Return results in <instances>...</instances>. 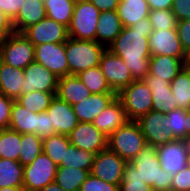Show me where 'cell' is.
<instances>
[{"label": "cell", "mask_w": 190, "mask_h": 191, "mask_svg": "<svg viewBox=\"0 0 190 191\" xmlns=\"http://www.w3.org/2000/svg\"><path fill=\"white\" fill-rule=\"evenodd\" d=\"M46 112L50 115L51 127H54L55 134L68 136L79 123L73 106L56 95Z\"/></svg>", "instance_id": "ac0fdd59"}, {"label": "cell", "mask_w": 190, "mask_h": 191, "mask_svg": "<svg viewBox=\"0 0 190 191\" xmlns=\"http://www.w3.org/2000/svg\"><path fill=\"white\" fill-rule=\"evenodd\" d=\"M117 97L121 100L127 118L136 121L152 110V91L142 80L124 87Z\"/></svg>", "instance_id": "8992f818"}, {"label": "cell", "mask_w": 190, "mask_h": 191, "mask_svg": "<svg viewBox=\"0 0 190 191\" xmlns=\"http://www.w3.org/2000/svg\"><path fill=\"white\" fill-rule=\"evenodd\" d=\"M24 78L23 69L11 67L0 59V83L3 95L17 100L22 95Z\"/></svg>", "instance_id": "484cf974"}, {"label": "cell", "mask_w": 190, "mask_h": 191, "mask_svg": "<svg viewBox=\"0 0 190 191\" xmlns=\"http://www.w3.org/2000/svg\"><path fill=\"white\" fill-rule=\"evenodd\" d=\"M22 34L34 46L45 43H65L69 39L68 27L47 17L26 28Z\"/></svg>", "instance_id": "7c38bea8"}, {"label": "cell", "mask_w": 190, "mask_h": 191, "mask_svg": "<svg viewBox=\"0 0 190 191\" xmlns=\"http://www.w3.org/2000/svg\"><path fill=\"white\" fill-rule=\"evenodd\" d=\"M117 96L116 93L91 94L87 99L73 105L74 113L79 122L92 121Z\"/></svg>", "instance_id": "44dd1931"}, {"label": "cell", "mask_w": 190, "mask_h": 191, "mask_svg": "<svg viewBox=\"0 0 190 191\" xmlns=\"http://www.w3.org/2000/svg\"><path fill=\"white\" fill-rule=\"evenodd\" d=\"M14 100L0 94V130L9 128L11 109Z\"/></svg>", "instance_id": "f6af8a7d"}, {"label": "cell", "mask_w": 190, "mask_h": 191, "mask_svg": "<svg viewBox=\"0 0 190 191\" xmlns=\"http://www.w3.org/2000/svg\"><path fill=\"white\" fill-rule=\"evenodd\" d=\"M116 12L123 27H131L148 18L150 8L147 0H120Z\"/></svg>", "instance_id": "4316f807"}, {"label": "cell", "mask_w": 190, "mask_h": 191, "mask_svg": "<svg viewBox=\"0 0 190 191\" xmlns=\"http://www.w3.org/2000/svg\"><path fill=\"white\" fill-rule=\"evenodd\" d=\"M101 12L89 0H76L73 17L68 27L69 37L96 41V29Z\"/></svg>", "instance_id": "5b68a950"}, {"label": "cell", "mask_w": 190, "mask_h": 191, "mask_svg": "<svg viewBox=\"0 0 190 191\" xmlns=\"http://www.w3.org/2000/svg\"><path fill=\"white\" fill-rule=\"evenodd\" d=\"M171 191H190V168L188 166L173 175Z\"/></svg>", "instance_id": "7bdbcfd3"}, {"label": "cell", "mask_w": 190, "mask_h": 191, "mask_svg": "<svg viewBox=\"0 0 190 191\" xmlns=\"http://www.w3.org/2000/svg\"><path fill=\"white\" fill-rule=\"evenodd\" d=\"M100 12L116 11L120 0H89Z\"/></svg>", "instance_id": "f907efd6"}, {"label": "cell", "mask_w": 190, "mask_h": 191, "mask_svg": "<svg viewBox=\"0 0 190 191\" xmlns=\"http://www.w3.org/2000/svg\"><path fill=\"white\" fill-rule=\"evenodd\" d=\"M126 163L117 153L107 148L95 155L90 173L105 182L120 185Z\"/></svg>", "instance_id": "30bf717a"}, {"label": "cell", "mask_w": 190, "mask_h": 191, "mask_svg": "<svg viewBox=\"0 0 190 191\" xmlns=\"http://www.w3.org/2000/svg\"><path fill=\"white\" fill-rule=\"evenodd\" d=\"M182 142L184 143L188 157H190V135H187L185 138H183Z\"/></svg>", "instance_id": "db71d44e"}, {"label": "cell", "mask_w": 190, "mask_h": 191, "mask_svg": "<svg viewBox=\"0 0 190 191\" xmlns=\"http://www.w3.org/2000/svg\"><path fill=\"white\" fill-rule=\"evenodd\" d=\"M160 167L171 175L187 167L188 154L182 140H175L156 147Z\"/></svg>", "instance_id": "e0dca14e"}, {"label": "cell", "mask_w": 190, "mask_h": 191, "mask_svg": "<svg viewBox=\"0 0 190 191\" xmlns=\"http://www.w3.org/2000/svg\"><path fill=\"white\" fill-rule=\"evenodd\" d=\"M170 87L179 109H190V72L185 68L170 83Z\"/></svg>", "instance_id": "836d02e7"}, {"label": "cell", "mask_w": 190, "mask_h": 191, "mask_svg": "<svg viewBox=\"0 0 190 191\" xmlns=\"http://www.w3.org/2000/svg\"><path fill=\"white\" fill-rule=\"evenodd\" d=\"M38 191H65L61 186L56 182L47 184L44 188L39 189Z\"/></svg>", "instance_id": "f5cc1de1"}, {"label": "cell", "mask_w": 190, "mask_h": 191, "mask_svg": "<svg viewBox=\"0 0 190 191\" xmlns=\"http://www.w3.org/2000/svg\"><path fill=\"white\" fill-rule=\"evenodd\" d=\"M75 4L76 0H46V17L69 27Z\"/></svg>", "instance_id": "f546056e"}, {"label": "cell", "mask_w": 190, "mask_h": 191, "mask_svg": "<svg viewBox=\"0 0 190 191\" xmlns=\"http://www.w3.org/2000/svg\"><path fill=\"white\" fill-rule=\"evenodd\" d=\"M35 47V62L45 66L58 78L69 75L65 43H45Z\"/></svg>", "instance_id": "4fadbf2b"}, {"label": "cell", "mask_w": 190, "mask_h": 191, "mask_svg": "<svg viewBox=\"0 0 190 191\" xmlns=\"http://www.w3.org/2000/svg\"><path fill=\"white\" fill-rule=\"evenodd\" d=\"M42 141L36 134H21L19 162L23 166L31 164L43 152Z\"/></svg>", "instance_id": "8d00e7d4"}, {"label": "cell", "mask_w": 190, "mask_h": 191, "mask_svg": "<svg viewBox=\"0 0 190 191\" xmlns=\"http://www.w3.org/2000/svg\"><path fill=\"white\" fill-rule=\"evenodd\" d=\"M46 17V8L41 0H25L18 15L12 20L14 32L22 33L31 25Z\"/></svg>", "instance_id": "cb8c5ba5"}, {"label": "cell", "mask_w": 190, "mask_h": 191, "mask_svg": "<svg viewBox=\"0 0 190 191\" xmlns=\"http://www.w3.org/2000/svg\"><path fill=\"white\" fill-rule=\"evenodd\" d=\"M106 47L96 41L76 40L70 38L65 42L69 75H77L89 68L99 66Z\"/></svg>", "instance_id": "3957f363"}, {"label": "cell", "mask_w": 190, "mask_h": 191, "mask_svg": "<svg viewBox=\"0 0 190 191\" xmlns=\"http://www.w3.org/2000/svg\"><path fill=\"white\" fill-rule=\"evenodd\" d=\"M57 169L58 166L42 152L31 164L24 166L23 189L38 191L55 182Z\"/></svg>", "instance_id": "ba28073f"}, {"label": "cell", "mask_w": 190, "mask_h": 191, "mask_svg": "<svg viewBox=\"0 0 190 191\" xmlns=\"http://www.w3.org/2000/svg\"><path fill=\"white\" fill-rule=\"evenodd\" d=\"M166 130L173 132L177 140H182L186 137V110L175 109L166 113Z\"/></svg>", "instance_id": "ab89813d"}, {"label": "cell", "mask_w": 190, "mask_h": 191, "mask_svg": "<svg viewBox=\"0 0 190 191\" xmlns=\"http://www.w3.org/2000/svg\"><path fill=\"white\" fill-rule=\"evenodd\" d=\"M0 59L11 67L25 69L35 61V47L22 33L13 32L0 45Z\"/></svg>", "instance_id": "52a82bcc"}, {"label": "cell", "mask_w": 190, "mask_h": 191, "mask_svg": "<svg viewBox=\"0 0 190 191\" xmlns=\"http://www.w3.org/2000/svg\"><path fill=\"white\" fill-rule=\"evenodd\" d=\"M99 67L105 76L107 84L116 94L135 81L122 58L107 48L101 56Z\"/></svg>", "instance_id": "9c48e42d"}, {"label": "cell", "mask_w": 190, "mask_h": 191, "mask_svg": "<svg viewBox=\"0 0 190 191\" xmlns=\"http://www.w3.org/2000/svg\"><path fill=\"white\" fill-rule=\"evenodd\" d=\"M14 32L12 20L0 10V45Z\"/></svg>", "instance_id": "681fc988"}, {"label": "cell", "mask_w": 190, "mask_h": 191, "mask_svg": "<svg viewBox=\"0 0 190 191\" xmlns=\"http://www.w3.org/2000/svg\"><path fill=\"white\" fill-rule=\"evenodd\" d=\"M153 31L149 18L131 27H123L120 35L107 48L122 58L134 80H143L149 73L151 57L148 37Z\"/></svg>", "instance_id": "6da1fadb"}, {"label": "cell", "mask_w": 190, "mask_h": 191, "mask_svg": "<svg viewBox=\"0 0 190 191\" xmlns=\"http://www.w3.org/2000/svg\"><path fill=\"white\" fill-rule=\"evenodd\" d=\"M23 187H2L0 191H21Z\"/></svg>", "instance_id": "6f0895ef"}, {"label": "cell", "mask_w": 190, "mask_h": 191, "mask_svg": "<svg viewBox=\"0 0 190 191\" xmlns=\"http://www.w3.org/2000/svg\"><path fill=\"white\" fill-rule=\"evenodd\" d=\"M184 68L190 72V51L185 54Z\"/></svg>", "instance_id": "9f6ffc18"}, {"label": "cell", "mask_w": 190, "mask_h": 191, "mask_svg": "<svg viewBox=\"0 0 190 191\" xmlns=\"http://www.w3.org/2000/svg\"><path fill=\"white\" fill-rule=\"evenodd\" d=\"M190 135V109L186 110V136Z\"/></svg>", "instance_id": "11a10c76"}, {"label": "cell", "mask_w": 190, "mask_h": 191, "mask_svg": "<svg viewBox=\"0 0 190 191\" xmlns=\"http://www.w3.org/2000/svg\"><path fill=\"white\" fill-rule=\"evenodd\" d=\"M90 95V90L76 75H67L59 78L56 96L71 106L87 99Z\"/></svg>", "instance_id": "7402d4cb"}, {"label": "cell", "mask_w": 190, "mask_h": 191, "mask_svg": "<svg viewBox=\"0 0 190 191\" xmlns=\"http://www.w3.org/2000/svg\"><path fill=\"white\" fill-rule=\"evenodd\" d=\"M9 128L20 134L32 133L37 135V113L27 110L14 100Z\"/></svg>", "instance_id": "83f0119b"}, {"label": "cell", "mask_w": 190, "mask_h": 191, "mask_svg": "<svg viewBox=\"0 0 190 191\" xmlns=\"http://www.w3.org/2000/svg\"><path fill=\"white\" fill-rule=\"evenodd\" d=\"M129 119L121 100L116 96L107 107L92 121V124L109 137Z\"/></svg>", "instance_id": "d6986e66"}, {"label": "cell", "mask_w": 190, "mask_h": 191, "mask_svg": "<svg viewBox=\"0 0 190 191\" xmlns=\"http://www.w3.org/2000/svg\"><path fill=\"white\" fill-rule=\"evenodd\" d=\"M68 137L70 143L81 150L97 154L107 149L108 137L92 123L79 122Z\"/></svg>", "instance_id": "5bb4252c"}, {"label": "cell", "mask_w": 190, "mask_h": 191, "mask_svg": "<svg viewBox=\"0 0 190 191\" xmlns=\"http://www.w3.org/2000/svg\"><path fill=\"white\" fill-rule=\"evenodd\" d=\"M187 166L190 168V157H189V159H188Z\"/></svg>", "instance_id": "680465c9"}, {"label": "cell", "mask_w": 190, "mask_h": 191, "mask_svg": "<svg viewBox=\"0 0 190 191\" xmlns=\"http://www.w3.org/2000/svg\"><path fill=\"white\" fill-rule=\"evenodd\" d=\"M95 155L93 152L81 150L70 144L65 151L64 160L58 167L80 168L90 172Z\"/></svg>", "instance_id": "1f68e13d"}, {"label": "cell", "mask_w": 190, "mask_h": 191, "mask_svg": "<svg viewBox=\"0 0 190 191\" xmlns=\"http://www.w3.org/2000/svg\"><path fill=\"white\" fill-rule=\"evenodd\" d=\"M131 163L139 177L154 191H171L173 175L160 167L156 147L146 145Z\"/></svg>", "instance_id": "7a4b0ae2"}, {"label": "cell", "mask_w": 190, "mask_h": 191, "mask_svg": "<svg viewBox=\"0 0 190 191\" xmlns=\"http://www.w3.org/2000/svg\"><path fill=\"white\" fill-rule=\"evenodd\" d=\"M89 174L88 170L80 168L58 167L55 182L65 191H79Z\"/></svg>", "instance_id": "4dcf8cb0"}, {"label": "cell", "mask_w": 190, "mask_h": 191, "mask_svg": "<svg viewBox=\"0 0 190 191\" xmlns=\"http://www.w3.org/2000/svg\"><path fill=\"white\" fill-rule=\"evenodd\" d=\"M184 69V61L165 55H152L149 61V75L172 82Z\"/></svg>", "instance_id": "603a6c76"}, {"label": "cell", "mask_w": 190, "mask_h": 191, "mask_svg": "<svg viewBox=\"0 0 190 191\" xmlns=\"http://www.w3.org/2000/svg\"><path fill=\"white\" fill-rule=\"evenodd\" d=\"M76 76L90 90L91 94L115 93L107 84L105 76L99 66L86 69Z\"/></svg>", "instance_id": "d590c367"}, {"label": "cell", "mask_w": 190, "mask_h": 191, "mask_svg": "<svg viewBox=\"0 0 190 191\" xmlns=\"http://www.w3.org/2000/svg\"><path fill=\"white\" fill-rule=\"evenodd\" d=\"M119 191H154L138 175V171L131 162H127L124 169L123 180Z\"/></svg>", "instance_id": "f35d334b"}, {"label": "cell", "mask_w": 190, "mask_h": 191, "mask_svg": "<svg viewBox=\"0 0 190 191\" xmlns=\"http://www.w3.org/2000/svg\"><path fill=\"white\" fill-rule=\"evenodd\" d=\"M150 10L171 9L173 0H147Z\"/></svg>", "instance_id": "816d5d0a"}, {"label": "cell", "mask_w": 190, "mask_h": 191, "mask_svg": "<svg viewBox=\"0 0 190 191\" xmlns=\"http://www.w3.org/2000/svg\"><path fill=\"white\" fill-rule=\"evenodd\" d=\"M152 55H165L185 60V52L181 46L177 29L153 30L148 37Z\"/></svg>", "instance_id": "2e32d148"}, {"label": "cell", "mask_w": 190, "mask_h": 191, "mask_svg": "<svg viewBox=\"0 0 190 191\" xmlns=\"http://www.w3.org/2000/svg\"><path fill=\"white\" fill-rule=\"evenodd\" d=\"M21 134L10 128L0 130V158L19 161Z\"/></svg>", "instance_id": "e575fe53"}, {"label": "cell", "mask_w": 190, "mask_h": 191, "mask_svg": "<svg viewBox=\"0 0 190 191\" xmlns=\"http://www.w3.org/2000/svg\"><path fill=\"white\" fill-rule=\"evenodd\" d=\"M24 166L19 161L0 158V188L23 187Z\"/></svg>", "instance_id": "f1b7e54d"}, {"label": "cell", "mask_w": 190, "mask_h": 191, "mask_svg": "<svg viewBox=\"0 0 190 191\" xmlns=\"http://www.w3.org/2000/svg\"><path fill=\"white\" fill-rule=\"evenodd\" d=\"M23 71L25 78L22 94L33 91L56 93L59 78L45 66L34 61Z\"/></svg>", "instance_id": "9a60e30c"}, {"label": "cell", "mask_w": 190, "mask_h": 191, "mask_svg": "<svg viewBox=\"0 0 190 191\" xmlns=\"http://www.w3.org/2000/svg\"><path fill=\"white\" fill-rule=\"evenodd\" d=\"M55 134L54 127H51L50 115L44 111L37 113V136L41 139Z\"/></svg>", "instance_id": "ee69618b"}, {"label": "cell", "mask_w": 190, "mask_h": 191, "mask_svg": "<svg viewBox=\"0 0 190 191\" xmlns=\"http://www.w3.org/2000/svg\"><path fill=\"white\" fill-rule=\"evenodd\" d=\"M25 0H0V10H2L11 20L19 13Z\"/></svg>", "instance_id": "c3c4849f"}, {"label": "cell", "mask_w": 190, "mask_h": 191, "mask_svg": "<svg viewBox=\"0 0 190 191\" xmlns=\"http://www.w3.org/2000/svg\"><path fill=\"white\" fill-rule=\"evenodd\" d=\"M153 30L176 29L178 20L171 9L150 10L149 17Z\"/></svg>", "instance_id": "60d3db41"}, {"label": "cell", "mask_w": 190, "mask_h": 191, "mask_svg": "<svg viewBox=\"0 0 190 191\" xmlns=\"http://www.w3.org/2000/svg\"><path fill=\"white\" fill-rule=\"evenodd\" d=\"M177 32L183 51H190V20H180L177 24Z\"/></svg>", "instance_id": "bcb514c9"}, {"label": "cell", "mask_w": 190, "mask_h": 191, "mask_svg": "<svg viewBox=\"0 0 190 191\" xmlns=\"http://www.w3.org/2000/svg\"><path fill=\"white\" fill-rule=\"evenodd\" d=\"M79 191H119V185L105 182L90 173L81 184Z\"/></svg>", "instance_id": "b9f144b4"}, {"label": "cell", "mask_w": 190, "mask_h": 191, "mask_svg": "<svg viewBox=\"0 0 190 191\" xmlns=\"http://www.w3.org/2000/svg\"><path fill=\"white\" fill-rule=\"evenodd\" d=\"M171 11L177 20H190V0H173Z\"/></svg>", "instance_id": "7dc6e473"}, {"label": "cell", "mask_w": 190, "mask_h": 191, "mask_svg": "<svg viewBox=\"0 0 190 191\" xmlns=\"http://www.w3.org/2000/svg\"><path fill=\"white\" fill-rule=\"evenodd\" d=\"M21 191H33V190L22 189Z\"/></svg>", "instance_id": "91938a15"}, {"label": "cell", "mask_w": 190, "mask_h": 191, "mask_svg": "<svg viewBox=\"0 0 190 191\" xmlns=\"http://www.w3.org/2000/svg\"><path fill=\"white\" fill-rule=\"evenodd\" d=\"M147 145L137 121L128 120L107 139V148L131 162Z\"/></svg>", "instance_id": "277c9868"}, {"label": "cell", "mask_w": 190, "mask_h": 191, "mask_svg": "<svg viewBox=\"0 0 190 191\" xmlns=\"http://www.w3.org/2000/svg\"><path fill=\"white\" fill-rule=\"evenodd\" d=\"M70 144L71 143L67 135L56 133L43 139V153L48 155V157L57 166H59L61 161L64 160L65 151H67V148Z\"/></svg>", "instance_id": "d6a6232c"}, {"label": "cell", "mask_w": 190, "mask_h": 191, "mask_svg": "<svg viewBox=\"0 0 190 191\" xmlns=\"http://www.w3.org/2000/svg\"><path fill=\"white\" fill-rule=\"evenodd\" d=\"M55 95L56 93L33 91L30 93L22 94L16 101L33 113H40L47 110Z\"/></svg>", "instance_id": "74e56055"}, {"label": "cell", "mask_w": 190, "mask_h": 191, "mask_svg": "<svg viewBox=\"0 0 190 191\" xmlns=\"http://www.w3.org/2000/svg\"><path fill=\"white\" fill-rule=\"evenodd\" d=\"M123 25L116 11L101 12L96 29V42L108 48L120 35Z\"/></svg>", "instance_id": "d4e9b609"}, {"label": "cell", "mask_w": 190, "mask_h": 191, "mask_svg": "<svg viewBox=\"0 0 190 191\" xmlns=\"http://www.w3.org/2000/svg\"><path fill=\"white\" fill-rule=\"evenodd\" d=\"M166 113L151 110L137 121L147 145L158 147L177 140L173 132L166 130Z\"/></svg>", "instance_id": "8fae6325"}, {"label": "cell", "mask_w": 190, "mask_h": 191, "mask_svg": "<svg viewBox=\"0 0 190 191\" xmlns=\"http://www.w3.org/2000/svg\"><path fill=\"white\" fill-rule=\"evenodd\" d=\"M142 81L152 91V110L168 113L178 109L170 82L149 74Z\"/></svg>", "instance_id": "ffe728a7"}]
</instances>
